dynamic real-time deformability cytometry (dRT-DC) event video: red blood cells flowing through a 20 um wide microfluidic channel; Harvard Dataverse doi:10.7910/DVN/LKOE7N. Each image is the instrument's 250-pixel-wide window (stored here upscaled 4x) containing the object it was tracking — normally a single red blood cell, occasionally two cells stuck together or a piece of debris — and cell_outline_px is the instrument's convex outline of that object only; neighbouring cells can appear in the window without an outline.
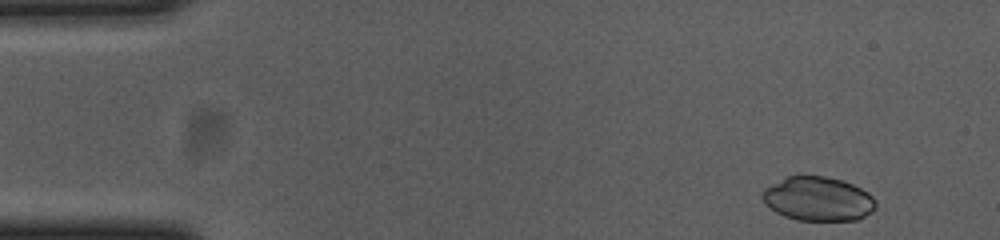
{"species": "common noctule bat (a hibernating species)", "species_latin": "Nyctalus noctula", "temperature_condition": "cold", "stored_images_in_passage": 53, "camera_frame_rate_fps": 3000, "um_per_image_px": 0.085, "animal": {"sex": "female", "body_mass_g": 23.0, "forearm_length_mm": 53.4}, "frame": {"image": 1, "passage_image": 2, "time_ms": 0.333, "image_size_px": [1000, 240], "cell_outline_px": [[876, 208], [872, 212], [856, 220], [796, 220], [784, 216], [776, 212], [764, 204], [760, 196], [764, 188], [788, 176], [800, 172], [824, 176], [840, 180], [852, 184], [868, 192], [876, 200]], "centroid_in_image_um": [69.5, 16.88], "position_along_channel_um": 15.5, "area_um2": 29.71}}
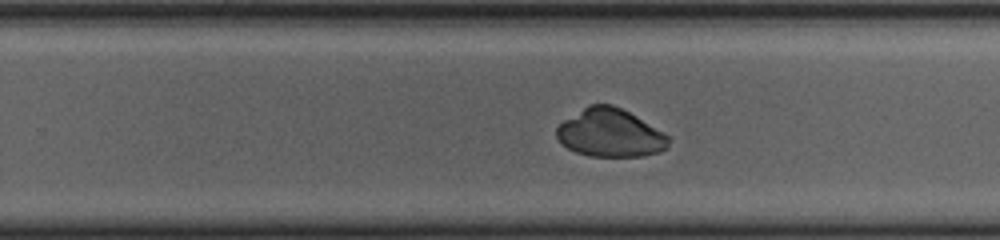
{"frame": {"image": 2, "passage_image": 32, "time_ms": 10.333, "image_size_px": [1000, 240], "cell_outline_px": [[668, 148], [660, 152], [644, 156], [588, 156], [576, 152], [560, 144], [556, 136], [556, 128], [564, 120], [588, 104], [612, 104], [636, 116], [668, 136]], "centroid_in_image_um": [51.82, 11.31], "position_along_channel_um": 278.0, "area_um2": 31.27}}
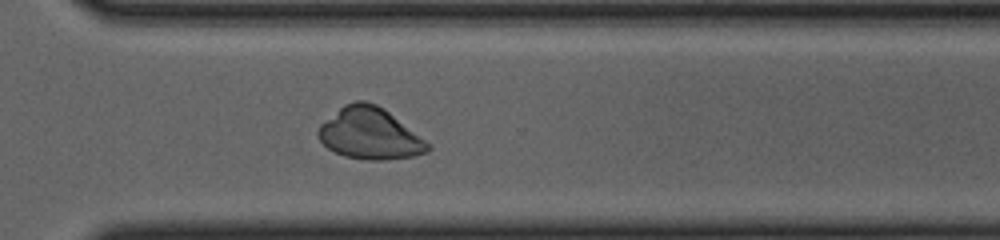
{"frame": {"image": 3, "passage_image": 37, "time_ms": 12.0, "image_size_px": [1000, 240], "cell_outline_px": [[432, 148], [428, 152], [412, 156], [380, 160], [368, 160], [344, 156], [328, 148], [320, 140], [316, 132], [320, 124], [344, 104], [356, 100], [364, 100], [376, 104], [384, 108], [432, 144]], "centroid_in_image_um": [31.45, 11.34], "position_along_channel_um": 339.1, "area_um2": 33.0}}